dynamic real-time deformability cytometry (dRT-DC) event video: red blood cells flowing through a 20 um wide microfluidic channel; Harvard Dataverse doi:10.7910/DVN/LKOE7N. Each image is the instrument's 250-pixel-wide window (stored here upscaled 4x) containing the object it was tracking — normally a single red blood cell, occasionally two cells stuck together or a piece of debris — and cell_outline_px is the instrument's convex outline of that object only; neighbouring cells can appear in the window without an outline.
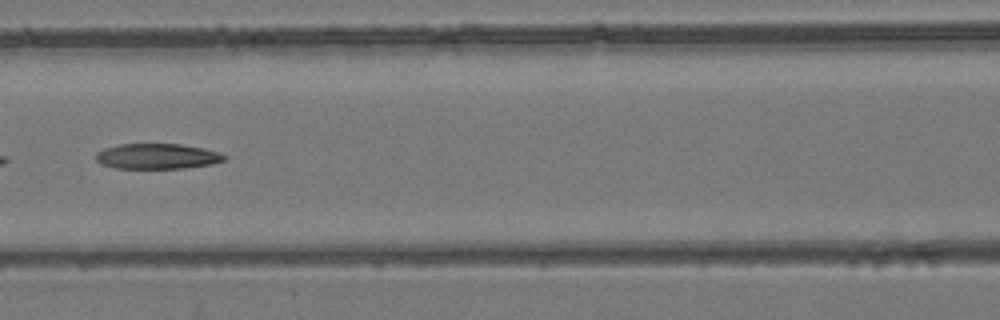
{"species": "common noctule bat (a hibernating species)", "species_latin": "Nyctalus noctula", "temperature_condition": "room temperature", "stored_images_in_passage": 7, "camera_frame_rate_fps": 3000, "um_per_image_px": 0.085, "animal": {"sex": "female", "body_mass_g": 24.6, "forearm_length_mm": 56.2}, "frame": {"image": 1, "passage_image": 7, "time_ms": 2.0, "image_size_px": [1000, 320], "cell_outline_px": [[224, 160], [212, 164], [184, 168], [116, 168], [100, 164], [96, 160], [96, 152], [104, 148], [120, 144], [180, 144], [220, 152], [224, 156]], "centroid_in_image_um": [13.31, 13.28], "position_along_channel_um": 153.3, "area_um2": 18.84}}